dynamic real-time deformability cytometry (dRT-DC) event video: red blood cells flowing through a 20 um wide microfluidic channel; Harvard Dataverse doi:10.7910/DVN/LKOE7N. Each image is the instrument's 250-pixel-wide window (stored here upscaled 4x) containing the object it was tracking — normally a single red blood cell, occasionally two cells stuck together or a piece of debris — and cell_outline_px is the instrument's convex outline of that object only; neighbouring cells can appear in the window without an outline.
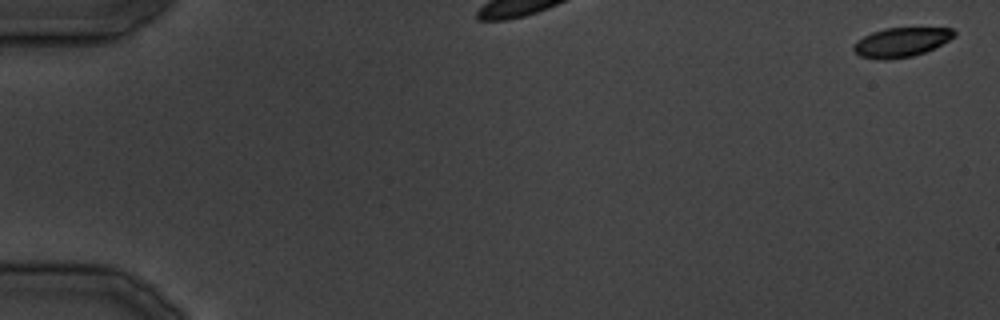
{"species": "common noctule bat (a hibernating species)", "species_latin": "Nyctalus noctula", "temperature_condition": "cold", "stored_images_in_passage": 12, "camera_frame_rate_fps": 3000, "um_per_image_px": 0.085, "animal": {"sex": "male", "body_mass_g": 19.5, "forearm_length_mm": 54.6}, "frame": {"image": 1, "passage_image": 1, "time_ms": 0.0, "image_size_px": [1000, 320], "cell_outline_px": [[956, 36], [924, 52], [912, 56], [884, 60], [880, 60], [860, 56], [852, 48], [856, 40], [872, 32], [884, 28], [952, 28], [956, 32]], "centroid_in_image_um": [76.57, 3.58], "position_along_channel_um": 8.4, "area_um2": 17.05}}